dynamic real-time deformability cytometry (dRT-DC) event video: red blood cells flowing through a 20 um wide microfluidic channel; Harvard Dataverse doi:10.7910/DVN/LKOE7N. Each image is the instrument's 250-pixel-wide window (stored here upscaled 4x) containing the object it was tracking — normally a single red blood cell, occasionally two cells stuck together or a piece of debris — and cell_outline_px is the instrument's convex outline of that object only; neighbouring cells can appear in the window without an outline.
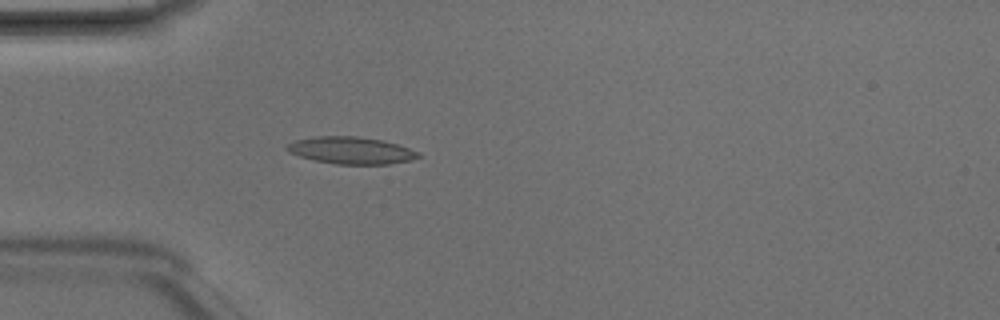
{"species": "Egyptian fruit bat (a non-hibernating species)", "species_latin": "Rousettus aegyptiacus", "temperature_condition": "room temperature", "stored_images_in_passage": 4, "camera_frame_rate_fps": 3000, "um_per_image_px": 0.085, "animal": {"sex": "male"}, "frame": {"image": 1, "passage_image": 4, "time_ms": 1.0, "image_size_px": [1000, 320], "cell_outline_px": [[420, 156], [408, 160], [388, 164], [336, 164], [316, 160], [300, 156], [288, 152], [284, 148], [288, 144], [296, 140], [312, 136], [356, 136], [384, 140], [420, 152]], "centroid_in_image_um": [29.81, 12.77], "position_along_channel_um": 55.2, "area_um2": 20.58}}